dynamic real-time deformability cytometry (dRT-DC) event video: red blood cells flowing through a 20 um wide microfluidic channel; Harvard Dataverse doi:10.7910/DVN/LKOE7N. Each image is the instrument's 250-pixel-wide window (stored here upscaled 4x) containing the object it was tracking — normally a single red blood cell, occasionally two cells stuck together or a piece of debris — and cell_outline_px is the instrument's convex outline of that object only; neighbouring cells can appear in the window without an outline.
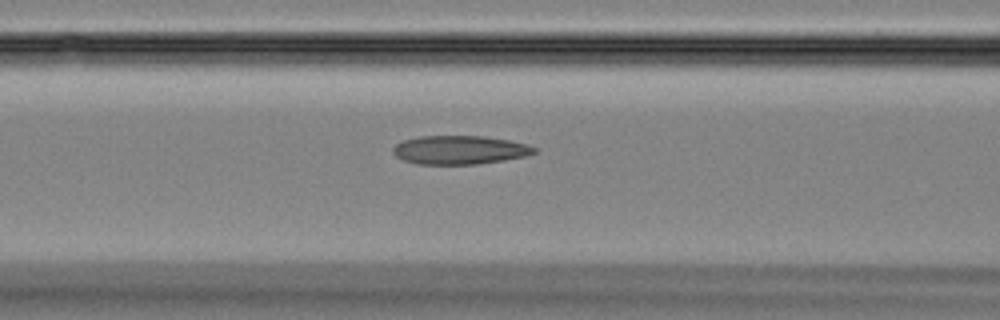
{"species": "Egyptian fruit bat (a non-hibernating species)", "species_latin": "Rousettus aegyptiacus", "temperature_condition": "room temperature", "stored_images_in_passage": 32, "camera_frame_rate_fps": 3000, "um_per_image_px": 0.085, "animal": {"sex": "female"}, "frame": {"image": 1, "passage_image": 7, "time_ms": 2.0, "image_size_px": [1000, 320], "cell_outline_px": [[536, 152], [528, 156], [504, 160], [476, 164], [416, 164], [404, 160], [396, 156], [392, 152], [392, 148], [396, 144], [404, 140], [420, 136], [484, 136], [508, 140], [528, 144], [536, 148]], "centroid_in_image_um": [39.08, 12.74], "position_along_channel_um": 127.5, "area_um2": 23.64}}
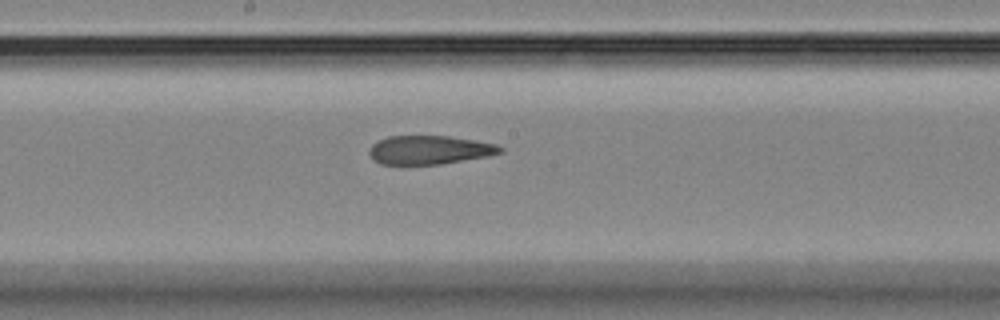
{"frame": {"image": 2, "passage_image": 13, "time_ms": 4.0, "image_size_px": [1000, 320], "cell_outline_px": [[504, 152], [488, 156], [440, 164], [400, 168], [380, 164], [372, 160], [368, 152], [368, 148], [372, 144], [388, 136], [448, 136], [496, 144], [504, 148]], "centroid_in_image_um": [36.41, 12.8], "position_along_channel_um": 211.8, "area_um2": 22.77}}
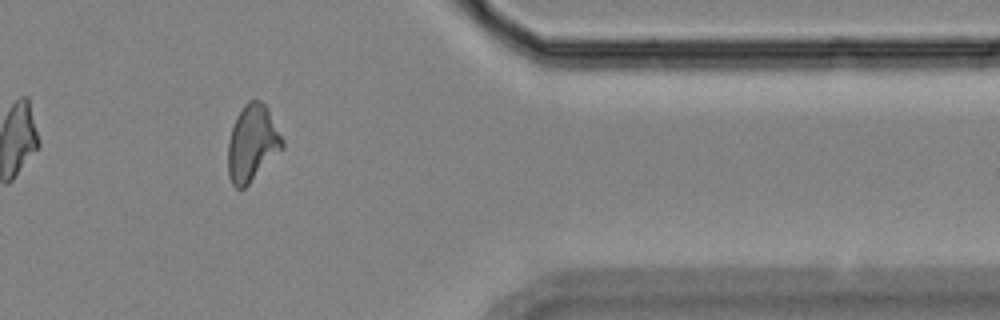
{"frame": {"image": 3, "passage_image": 27, "time_ms": 8.667, "image_size_px": [1000, 320], "cell_outline_px": [[284, 148], [244, 188], [236, 188], [232, 184], [228, 176], [228, 140], [236, 116], [244, 104], [248, 100], [260, 100], [268, 108], [284, 140]], "centroid_in_image_um": [21.45, 12.16], "position_along_channel_um": 390.0, "area_um2": 24.28}}